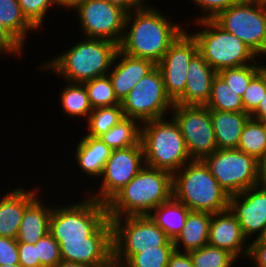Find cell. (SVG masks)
I'll use <instances>...</instances> for the list:
<instances>
[{"mask_svg": "<svg viewBox=\"0 0 266 267\" xmlns=\"http://www.w3.org/2000/svg\"><path fill=\"white\" fill-rule=\"evenodd\" d=\"M83 199L52 208L49 234L59 243L62 260L106 267L113 262V227L106 204L89 196Z\"/></svg>", "mask_w": 266, "mask_h": 267, "instance_id": "obj_1", "label": "cell"}, {"mask_svg": "<svg viewBox=\"0 0 266 267\" xmlns=\"http://www.w3.org/2000/svg\"><path fill=\"white\" fill-rule=\"evenodd\" d=\"M158 9L153 6L136 7L126 15L123 37L118 45L121 52L152 60L156 65L162 60L186 28L172 22Z\"/></svg>", "mask_w": 266, "mask_h": 267, "instance_id": "obj_2", "label": "cell"}, {"mask_svg": "<svg viewBox=\"0 0 266 267\" xmlns=\"http://www.w3.org/2000/svg\"><path fill=\"white\" fill-rule=\"evenodd\" d=\"M173 197L172 173L145 165L107 203L109 218L149 215Z\"/></svg>", "mask_w": 266, "mask_h": 267, "instance_id": "obj_3", "label": "cell"}, {"mask_svg": "<svg viewBox=\"0 0 266 267\" xmlns=\"http://www.w3.org/2000/svg\"><path fill=\"white\" fill-rule=\"evenodd\" d=\"M82 40V41H81ZM79 42L41 64L40 68L53 71L70 83H81L107 75L111 69L118 44L98 38L84 37Z\"/></svg>", "mask_w": 266, "mask_h": 267, "instance_id": "obj_4", "label": "cell"}, {"mask_svg": "<svg viewBox=\"0 0 266 267\" xmlns=\"http://www.w3.org/2000/svg\"><path fill=\"white\" fill-rule=\"evenodd\" d=\"M173 198L192 211L210 214L228 209L229 194L203 160H191L172 174Z\"/></svg>", "mask_w": 266, "mask_h": 267, "instance_id": "obj_5", "label": "cell"}, {"mask_svg": "<svg viewBox=\"0 0 266 267\" xmlns=\"http://www.w3.org/2000/svg\"><path fill=\"white\" fill-rule=\"evenodd\" d=\"M141 123L145 165L175 173L192 159L178 124L171 117Z\"/></svg>", "mask_w": 266, "mask_h": 267, "instance_id": "obj_6", "label": "cell"}, {"mask_svg": "<svg viewBox=\"0 0 266 267\" xmlns=\"http://www.w3.org/2000/svg\"><path fill=\"white\" fill-rule=\"evenodd\" d=\"M196 23L203 29L192 33L198 51L217 73L249 63H259L258 56L241 39L225 31L213 19L197 20Z\"/></svg>", "mask_w": 266, "mask_h": 267, "instance_id": "obj_7", "label": "cell"}, {"mask_svg": "<svg viewBox=\"0 0 266 267\" xmlns=\"http://www.w3.org/2000/svg\"><path fill=\"white\" fill-rule=\"evenodd\" d=\"M113 227V262L121 267L142 250L174 246L149 215L110 218Z\"/></svg>", "mask_w": 266, "mask_h": 267, "instance_id": "obj_8", "label": "cell"}, {"mask_svg": "<svg viewBox=\"0 0 266 267\" xmlns=\"http://www.w3.org/2000/svg\"><path fill=\"white\" fill-rule=\"evenodd\" d=\"M213 20L241 39L257 56L266 55V2L240 0Z\"/></svg>", "mask_w": 266, "mask_h": 267, "instance_id": "obj_9", "label": "cell"}, {"mask_svg": "<svg viewBox=\"0 0 266 267\" xmlns=\"http://www.w3.org/2000/svg\"><path fill=\"white\" fill-rule=\"evenodd\" d=\"M173 105L166 94L164 79L157 66L140 79L121 102L124 116L140 123L164 118Z\"/></svg>", "mask_w": 266, "mask_h": 267, "instance_id": "obj_10", "label": "cell"}, {"mask_svg": "<svg viewBox=\"0 0 266 267\" xmlns=\"http://www.w3.org/2000/svg\"><path fill=\"white\" fill-rule=\"evenodd\" d=\"M203 161L229 195L257 186V160L241 150L217 149Z\"/></svg>", "mask_w": 266, "mask_h": 267, "instance_id": "obj_11", "label": "cell"}, {"mask_svg": "<svg viewBox=\"0 0 266 267\" xmlns=\"http://www.w3.org/2000/svg\"><path fill=\"white\" fill-rule=\"evenodd\" d=\"M67 9L77 12L83 37L122 40L126 13L105 0H75Z\"/></svg>", "mask_w": 266, "mask_h": 267, "instance_id": "obj_12", "label": "cell"}, {"mask_svg": "<svg viewBox=\"0 0 266 267\" xmlns=\"http://www.w3.org/2000/svg\"><path fill=\"white\" fill-rule=\"evenodd\" d=\"M170 112L192 160H203L218 149L209 108L174 103Z\"/></svg>", "mask_w": 266, "mask_h": 267, "instance_id": "obj_13", "label": "cell"}, {"mask_svg": "<svg viewBox=\"0 0 266 267\" xmlns=\"http://www.w3.org/2000/svg\"><path fill=\"white\" fill-rule=\"evenodd\" d=\"M145 166L141 141L137 145L112 150L106 161L98 192L89 194L91 198L106 204Z\"/></svg>", "mask_w": 266, "mask_h": 267, "instance_id": "obj_14", "label": "cell"}, {"mask_svg": "<svg viewBox=\"0 0 266 267\" xmlns=\"http://www.w3.org/2000/svg\"><path fill=\"white\" fill-rule=\"evenodd\" d=\"M198 52L196 39L185 29L156 65L162 73L166 94L173 103L183 95L188 65Z\"/></svg>", "mask_w": 266, "mask_h": 267, "instance_id": "obj_15", "label": "cell"}, {"mask_svg": "<svg viewBox=\"0 0 266 267\" xmlns=\"http://www.w3.org/2000/svg\"><path fill=\"white\" fill-rule=\"evenodd\" d=\"M228 209L240 223L243 235L248 240L261 237L266 226V189L258 186L229 196Z\"/></svg>", "mask_w": 266, "mask_h": 267, "instance_id": "obj_16", "label": "cell"}, {"mask_svg": "<svg viewBox=\"0 0 266 267\" xmlns=\"http://www.w3.org/2000/svg\"><path fill=\"white\" fill-rule=\"evenodd\" d=\"M155 67L152 60L132 57L118 49L108 72L118 100L122 102L138 81Z\"/></svg>", "mask_w": 266, "mask_h": 267, "instance_id": "obj_17", "label": "cell"}, {"mask_svg": "<svg viewBox=\"0 0 266 267\" xmlns=\"http://www.w3.org/2000/svg\"><path fill=\"white\" fill-rule=\"evenodd\" d=\"M248 242L242 233L240 223L229 209L212 214L208 245L227 250L239 260V255L247 257Z\"/></svg>", "mask_w": 266, "mask_h": 267, "instance_id": "obj_18", "label": "cell"}, {"mask_svg": "<svg viewBox=\"0 0 266 267\" xmlns=\"http://www.w3.org/2000/svg\"><path fill=\"white\" fill-rule=\"evenodd\" d=\"M216 75L217 72L198 52L188 65L185 89L182 97L175 104L205 106Z\"/></svg>", "mask_w": 266, "mask_h": 267, "instance_id": "obj_19", "label": "cell"}, {"mask_svg": "<svg viewBox=\"0 0 266 267\" xmlns=\"http://www.w3.org/2000/svg\"><path fill=\"white\" fill-rule=\"evenodd\" d=\"M39 189L18 187L0 198V237L16 239L26 207L38 196Z\"/></svg>", "mask_w": 266, "mask_h": 267, "instance_id": "obj_20", "label": "cell"}, {"mask_svg": "<svg viewBox=\"0 0 266 267\" xmlns=\"http://www.w3.org/2000/svg\"><path fill=\"white\" fill-rule=\"evenodd\" d=\"M42 199L36 197L26 207L16 238L17 243L35 244L49 233L50 215L53 206L51 204L50 206H47V204L45 206Z\"/></svg>", "mask_w": 266, "mask_h": 267, "instance_id": "obj_21", "label": "cell"}, {"mask_svg": "<svg viewBox=\"0 0 266 267\" xmlns=\"http://www.w3.org/2000/svg\"><path fill=\"white\" fill-rule=\"evenodd\" d=\"M218 149H237L240 135L250 114L210 110Z\"/></svg>", "mask_w": 266, "mask_h": 267, "instance_id": "obj_22", "label": "cell"}, {"mask_svg": "<svg viewBox=\"0 0 266 267\" xmlns=\"http://www.w3.org/2000/svg\"><path fill=\"white\" fill-rule=\"evenodd\" d=\"M75 149V161L81 171L87 174L88 177H99L102 175L104 165L112 149L103 143L99 137L83 136L78 140Z\"/></svg>", "mask_w": 266, "mask_h": 267, "instance_id": "obj_23", "label": "cell"}, {"mask_svg": "<svg viewBox=\"0 0 266 267\" xmlns=\"http://www.w3.org/2000/svg\"><path fill=\"white\" fill-rule=\"evenodd\" d=\"M211 216L210 213L190 210L182 231L173 240L175 250L189 252L208 245Z\"/></svg>", "mask_w": 266, "mask_h": 267, "instance_id": "obj_24", "label": "cell"}, {"mask_svg": "<svg viewBox=\"0 0 266 267\" xmlns=\"http://www.w3.org/2000/svg\"><path fill=\"white\" fill-rule=\"evenodd\" d=\"M189 211L187 206L172 197L156 207L149 216L171 240H174L182 231Z\"/></svg>", "mask_w": 266, "mask_h": 267, "instance_id": "obj_25", "label": "cell"}, {"mask_svg": "<svg viewBox=\"0 0 266 267\" xmlns=\"http://www.w3.org/2000/svg\"><path fill=\"white\" fill-rule=\"evenodd\" d=\"M0 24L24 46L28 32L38 29L26 18L18 0H0Z\"/></svg>", "mask_w": 266, "mask_h": 267, "instance_id": "obj_26", "label": "cell"}, {"mask_svg": "<svg viewBox=\"0 0 266 267\" xmlns=\"http://www.w3.org/2000/svg\"><path fill=\"white\" fill-rule=\"evenodd\" d=\"M140 124L136 119L125 117L99 138L112 150L137 145L141 139Z\"/></svg>", "mask_w": 266, "mask_h": 267, "instance_id": "obj_27", "label": "cell"}, {"mask_svg": "<svg viewBox=\"0 0 266 267\" xmlns=\"http://www.w3.org/2000/svg\"><path fill=\"white\" fill-rule=\"evenodd\" d=\"M66 87L60 92V105L67 117L88 119L93 108L90 105L88 93L84 84L66 82Z\"/></svg>", "mask_w": 266, "mask_h": 267, "instance_id": "obj_28", "label": "cell"}, {"mask_svg": "<svg viewBox=\"0 0 266 267\" xmlns=\"http://www.w3.org/2000/svg\"><path fill=\"white\" fill-rule=\"evenodd\" d=\"M205 106L216 111H244L242 97L236 94L218 74L213 78L210 97Z\"/></svg>", "mask_w": 266, "mask_h": 267, "instance_id": "obj_29", "label": "cell"}, {"mask_svg": "<svg viewBox=\"0 0 266 267\" xmlns=\"http://www.w3.org/2000/svg\"><path fill=\"white\" fill-rule=\"evenodd\" d=\"M237 149L253 156L256 160L262 156L266 151V130L263 122L251 117L248 119L240 135Z\"/></svg>", "mask_w": 266, "mask_h": 267, "instance_id": "obj_30", "label": "cell"}, {"mask_svg": "<svg viewBox=\"0 0 266 267\" xmlns=\"http://www.w3.org/2000/svg\"><path fill=\"white\" fill-rule=\"evenodd\" d=\"M124 118L121 105L95 108L91 111L87 119L88 134L86 133V135L99 137L107 133Z\"/></svg>", "mask_w": 266, "mask_h": 267, "instance_id": "obj_31", "label": "cell"}, {"mask_svg": "<svg viewBox=\"0 0 266 267\" xmlns=\"http://www.w3.org/2000/svg\"><path fill=\"white\" fill-rule=\"evenodd\" d=\"M93 109L121 105L115 95L112 82L107 75L96 77L83 83Z\"/></svg>", "mask_w": 266, "mask_h": 267, "instance_id": "obj_32", "label": "cell"}, {"mask_svg": "<svg viewBox=\"0 0 266 267\" xmlns=\"http://www.w3.org/2000/svg\"><path fill=\"white\" fill-rule=\"evenodd\" d=\"M194 267H232L237 258L227 250L205 245L188 252Z\"/></svg>", "mask_w": 266, "mask_h": 267, "instance_id": "obj_33", "label": "cell"}, {"mask_svg": "<svg viewBox=\"0 0 266 267\" xmlns=\"http://www.w3.org/2000/svg\"><path fill=\"white\" fill-rule=\"evenodd\" d=\"M259 72V63L229 68L219 71L217 74L235 91L239 96H243L249 86L250 80Z\"/></svg>", "mask_w": 266, "mask_h": 267, "instance_id": "obj_34", "label": "cell"}, {"mask_svg": "<svg viewBox=\"0 0 266 267\" xmlns=\"http://www.w3.org/2000/svg\"><path fill=\"white\" fill-rule=\"evenodd\" d=\"M174 246H159L134 254L122 267H167Z\"/></svg>", "mask_w": 266, "mask_h": 267, "instance_id": "obj_35", "label": "cell"}, {"mask_svg": "<svg viewBox=\"0 0 266 267\" xmlns=\"http://www.w3.org/2000/svg\"><path fill=\"white\" fill-rule=\"evenodd\" d=\"M18 3L23 14L37 29L43 28L41 25L45 21L48 9L57 5L67 10V7L60 0H18Z\"/></svg>", "mask_w": 266, "mask_h": 267, "instance_id": "obj_36", "label": "cell"}, {"mask_svg": "<svg viewBox=\"0 0 266 267\" xmlns=\"http://www.w3.org/2000/svg\"><path fill=\"white\" fill-rule=\"evenodd\" d=\"M40 267H56L61 262L59 243L48 233L35 243Z\"/></svg>", "mask_w": 266, "mask_h": 267, "instance_id": "obj_37", "label": "cell"}, {"mask_svg": "<svg viewBox=\"0 0 266 267\" xmlns=\"http://www.w3.org/2000/svg\"><path fill=\"white\" fill-rule=\"evenodd\" d=\"M266 92V80L258 72L249 82V86L242 96L244 111L251 114L259 105Z\"/></svg>", "mask_w": 266, "mask_h": 267, "instance_id": "obj_38", "label": "cell"}, {"mask_svg": "<svg viewBox=\"0 0 266 267\" xmlns=\"http://www.w3.org/2000/svg\"><path fill=\"white\" fill-rule=\"evenodd\" d=\"M196 8L202 11L201 17L195 20L214 19L221 11L229 8L230 6L238 3L240 0H191Z\"/></svg>", "mask_w": 266, "mask_h": 267, "instance_id": "obj_39", "label": "cell"}, {"mask_svg": "<svg viewBox=\"0 0 266 267\" xmlns=\"http://www.w3.org/2000/svg\"><path fill=\"white\" fill-rule=\"evenodd\" d=\"M19 264V251L16 239L0 237V265Z\"/></svg>", "mask_w": 266, "mask_h": 267, "instance_id": "obj_40", "label": "cell"}, {"mask_svg": "<svg viewBox=\"0 0 266 267\" xmlns=\"http://www.w3.org/2000/svg\"><path fill=\"white\" fill-rule=\"evenodd\" d=\"M23 46L3 25L0 24V55L22 56Z\"/></svg>", "mask_w": 266, "mask_h": 267, "instance_id": "obj_41", "label": "cell"}, {"mask_svg": "<svg viewBox=\"0 0 266 267\" xmlns=\"http://www.w3.org/2000/svg\"><path fill=\"white\" fill-rule=\"evenodd\" d=\"M19 264L23 267H40L35 244L18 243Z\"/></svg>", "mask_w": 266, "mask_h": 267, "instance_id": "obj_42", "label": "cell"}, {"mask_svg": "<svg viewBox=\"0 0 266 267\" xmlns=\"http://www.w3.org/2000/svg\"><path fill=\"white\" fill-rule=\"evenodd\" d=\"M247 258L254 262L253 267H266V240L251 241Z\"/></svg>", "mask_w": 266, "mask_h": 267, "instance_id": "obj_43", "label": "cell"}, {"mask_svg": "<svg viewBox=\"0 0 266 267\" xmlns=\"http://www.w3.org/2000/svg\"><path fill=\"white\" fill-rule=\"evenodd\" d=\"M167 267H194L188 252L174 250L170 256Z\"/></svg>", "mask_w": 266, "mask_h": 267, "instance_id": "obj_44", "label": "cell"}, {"mask_svg": "<svg viewBox=\"0 0 266 267\" xmlns=\"http://www.w3.org/2000/svg\"><path fill=\"white\" fill-rule=\"evenodd\" d=\"M257 186L266 189V151L257 160Z\"/></svg>", "mask_w": 266, "mask_h": 267, "instance_id": "obj_45", "label": "cell"}, {"mask_svg": "<svg viewBox=\"0 0 266 267\" xmlns=\"http://www.w3.org/2000/svg\"><path fill=\"white\" fill-rule=\"evenodd\" d=\"M250 117L259 120L260 122H266V92L258 107L250 114Z\"/></svg>", "mask_w": 266, "mask_h": 267, "instance_id": "obj_46", "label": "cell"}, {"mask_svg": "<svg viewBox=\"0 0 266 267\" xmlns=\"http://www.w3.org/2000/svg\"><path fill=\"white\" fill-rule=\"evenodd\" d=\"M105 1L123 10L126 14L130 13L132 10L136 8V6L130 0H105Z\"/></svg>", "mask_w": 266, "mask_h": 267, "instance_id": "obj_47", "label": "cell"}, {"mask_svg": "<svg viewBox=\"0 0 266 267\" xmlns=\"http://www.w3.org/2000/svg\"><path fill=\"white\" fill-rule=\"evenodd\" d=\"M56 267H91L83 263L68 262L61 260V262Z\"/></svg>", "mask_w": 266, "mask_h": 267, "instance_id": "obj_48", "label": "cell"}, {"mask_svg": "<svg viewBox=\"0 0 266 267\" xmlns=\"http://www.w3.org/2000/svg\"><path fill=\"white\" fill-rule=\"evenodd\" d=\"M136 7H148L147 0H130Z\"/></svg>", "mask_w": 266, "mask_h": 267, "instance_id": "obj_49", "label": "cell"}, {"mask_svg": "<svg viewBox=\"0 0 266 267\" xmlns=\"http://www.w3.org/2000/svg\"><path fill=\"white\" fill-rule=\"evenodd\" d=\"M260 62H262L261 60H259V72L263 75V77L265 78V80H266V65H261L262 63H260Z\"/></svg>", "mask_w": 266, "mask_h": 267, "instance_id": "obj_50", "label": "cell"}, {"mask_svg": "<svg viewBox=\"0 0 266 267\" xmlns=\"http://www.w3.org/2000/svg\"><path fill=\"white\" fill-rule=\"evenodd\" d=\"M67 8L75 1V0H60Z\"/></svg>", "mask_w": 266, "mask_h": 267, "instance_id": "obj_51", "label": "cell"}, {"mask_svg": "<svg viewBox=\"0 0 266 267\" xmlns=\"http://www.w3.org/2000/svg\"><path fill=\"white\" fill-rule=\"evenodd\" d=\"M254 240H266V226L260 238Z\"/></svg>", "mask_w": 266, "mask_h": 267, "instance_id": "obj_52", "label": "cell"}, {"mask_svg": "<svg viewBox=\"0 0 266 267\" xmlns=\"http://www.w3.org/2000/svg\"><path fill=\"white\" fill-rule=\"evenodd\" d=\"M0 267H23L21 264H13V265H0Z\"/></svg>", "mask_w": 266, "mask_h": 267, "instance_id": "obj_53", "label": "cell"}, {"mask_svg": "<svg viewBox=\"0 0 266 267\" xmlns=\"http://www.w3.org/2000/svg\"><path fill=\"white\" fill-rule=\"evenodd\" d=\"M106 267H121V266L115 262H112L110 265H108Z\"/></svg>", "mask_w": 266, "mask_h": 267, "instance_id": "obj_54", "label": "cell"}, {"mask_svg": "<svg viewBox=\"0 0 266 267\" xmlns=\"http://www.w3.org/2000/svg\"><path fill=\"white\" fill-rule=\"evenodd\" d=\"M263 125H264V127H265V130H266V122H263Z\"/></svg>", "mask_w": 266, "mask_h": 267, "instance_id": "obj_55", "label": "cell"}]
</instances>
